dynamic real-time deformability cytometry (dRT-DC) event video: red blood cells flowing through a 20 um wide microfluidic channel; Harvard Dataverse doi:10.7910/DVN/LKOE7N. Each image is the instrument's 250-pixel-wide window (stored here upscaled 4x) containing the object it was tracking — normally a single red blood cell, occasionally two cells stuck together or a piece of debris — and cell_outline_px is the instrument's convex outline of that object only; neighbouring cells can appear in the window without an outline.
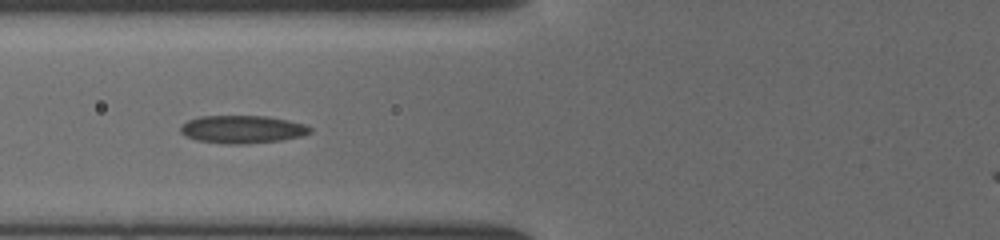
{"species": "common noctule bat (a hibernating species)", "species_latin": "Nyctalus noctula", "temperature_condition": "cold", "stored_images_in_passage": 12, "camera_frame_rate_fps": 3000, "um_per_image_px": 0.085, "animal": {"sex": "female", "body_mass_g": 19.5, "forearm_length_mm": 54.1}, "frame": {"image": 1, "passage_image": 6, "time_ms": 1.667, "image_size_px": [1000, 240], "cell_outline_px": [[312, 132], [304, 136], [280, 140], [248, 144], [224, 144], [196, 140], [184, 136], [180, 132], [180, 124], [188, 120], [200, 116], [268, 116], [288, 120], [304, 124], [312, 128]], "centroid_in_image_um": [20.58, 11.0], "position_along_channel_um": 105.2, "area_um2": 21.33}}
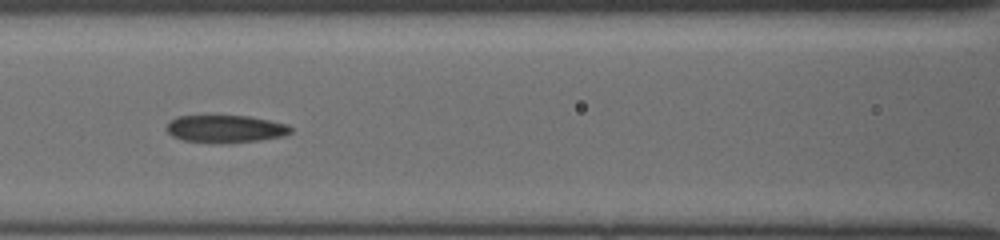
{"frame": {"image": 2, "passage_image": 9, "time_ms": 2.667, "image_size_px": [1000, 240], "cell_outline_px": [[292, 132], [284, 136], [260, 140], [232, 144], [216, 144], [184, 140], [172, 136], [164, 128], [168, 120], [176, 116], [248, 116], [288, 124], [292, 128]], "centroid_in_image_um": [19.14, 10.97], "position_along_channel_um": 147.5, "area_um2": 20.4}}